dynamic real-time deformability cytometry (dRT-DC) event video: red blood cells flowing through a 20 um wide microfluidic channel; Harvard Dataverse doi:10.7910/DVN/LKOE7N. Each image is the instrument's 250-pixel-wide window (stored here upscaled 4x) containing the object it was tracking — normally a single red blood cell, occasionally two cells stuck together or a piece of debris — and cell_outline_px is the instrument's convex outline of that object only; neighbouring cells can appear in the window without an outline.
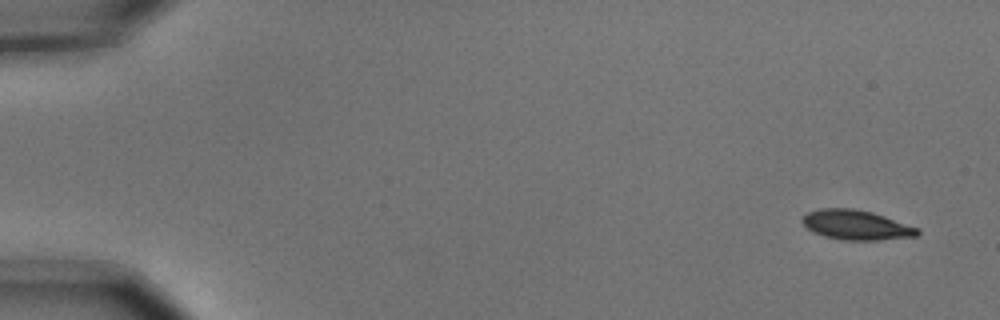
{"species": "common noctule bat (a hibernating species)", "species_latin": "Nyctalus noctula", "temperature_condition": "cold", "stored_images_in_passage": 6, "segment_of_instrument_passage": [1, 2], "camera_frame_rate_fps": 3000, "um_per_image_px": 0.085, "animal": {"sex": "male", "body_mass_g": 15.6}, "frame": {"image": 1, "passage_image": 1, "time_ms": 0.0, "image_size_px": [1000, 320], "cell_outline_px": [[920, 232], [916, 236], [876, 240], [844, 240], [824, 236], [812, 232], [800, 220], [808, 212], [820, 208], [852, 208], [872, 212], [920, 228]], "centroid_in_image_um": [72.77, 19.12], "position_along_channel_um": 12.2, "area_um2": 19.88}}
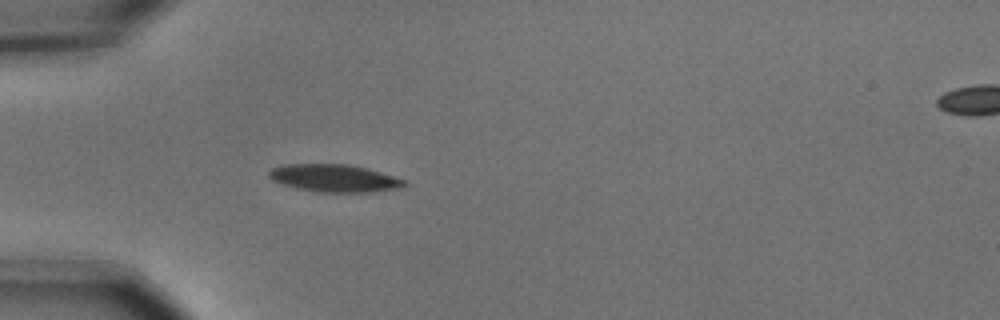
{"frame": {"image": 2, "passage_image": 5, "time_ms": 1.333, "image_size_px": [1000, 320], "cell_outline_px": [[408, 184], [404, 188], [372, 192], [320, 192], [296, 188], [272, 180], [268, 176], [268, 172], [272, 168], [284, 164], [348, 164], [380, 172], [408, 180]], "centroid_in_image_um": [28.47, 15.15], "position_along_channel_um": 56.5, "area_um2": 21.85}}